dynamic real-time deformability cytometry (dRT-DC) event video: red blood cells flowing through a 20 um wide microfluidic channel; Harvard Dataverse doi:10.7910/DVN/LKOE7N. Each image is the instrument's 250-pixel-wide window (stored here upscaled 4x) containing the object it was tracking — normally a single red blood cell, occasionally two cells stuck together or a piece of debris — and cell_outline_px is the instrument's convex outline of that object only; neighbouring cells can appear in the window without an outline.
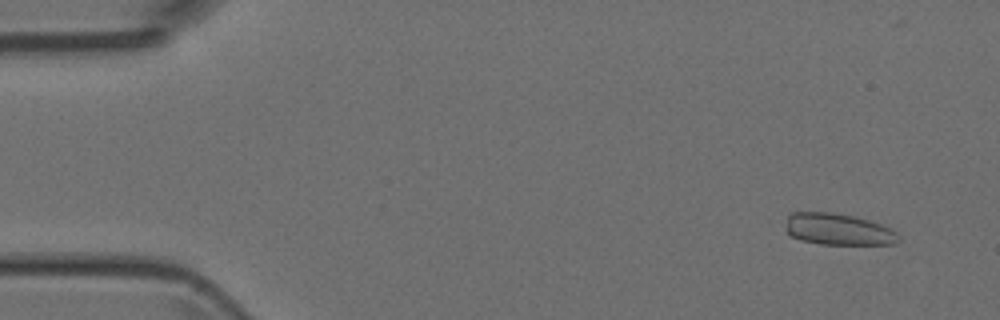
{"species": "Egyptian fruit bat (a non-hibernating species)", "species_latin": "Rousettus aegyptiacus", "temperature_condition": "room temperature", "stored_images_in_passage": 11, "camera_frame_rate_fps": 3000, "um_per_image_px": 0.085, "animal": {"sex": "female"}, "frame": {"image": 1, "passage_image": 4, "time_ms": 1.0, "image_size_px": [1000, 320], "cell_outline_px": [[900, 240], [896, 244], [820, 244], [800, 240], [788, 236], [780, 220], [788, 212], [832, 212], [852, 216], [868, 220], [880, 224], [896, 232], [900, 236]], "centroid_in_image_um": [71.1, 19.48], "position_along_channel_um": 13.9, "area_um2": 21.39}}